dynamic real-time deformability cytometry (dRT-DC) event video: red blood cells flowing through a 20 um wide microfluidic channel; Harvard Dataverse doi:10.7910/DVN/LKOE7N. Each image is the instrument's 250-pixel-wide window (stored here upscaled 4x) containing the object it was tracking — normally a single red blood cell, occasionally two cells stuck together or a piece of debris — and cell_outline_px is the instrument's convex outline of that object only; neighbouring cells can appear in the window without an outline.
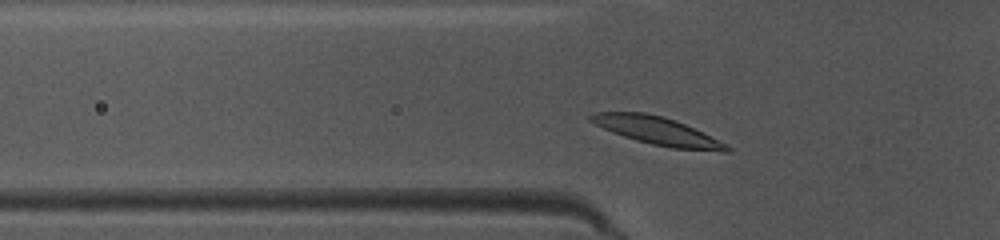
{"species": "common noctule bat (a hibernating species)", "species_latin": "Nyctalus noctula", "temperature_condition": "warm", "stored_images_in_passage": 42, "segment_of_instrument_passage": [1, 2], "camera_frame_rate_fps": 3000, "um_per_image_px": 0.085, "animal": {"sex": "female", "body_mass_g": 10.0, "forearm_length_mm": 53.1}, "frame": {"image": 1, "passage_image": 8, "time_ms": 2.333, "image_size_px": [1000, 240], "cell_outline_px": [[732, 152], [724, 152], [672, 148], [652, 144], [636, 140], [612, 132], [588, 120], [588, 116], [596, 112], [644, 112], [664, 116], [676, 120], [728, 144], [732, 148]], "centroid_in_image_um": [55.92, 11.13], "position_along_channel_um": 69.9, "area_um2": 22.14}}
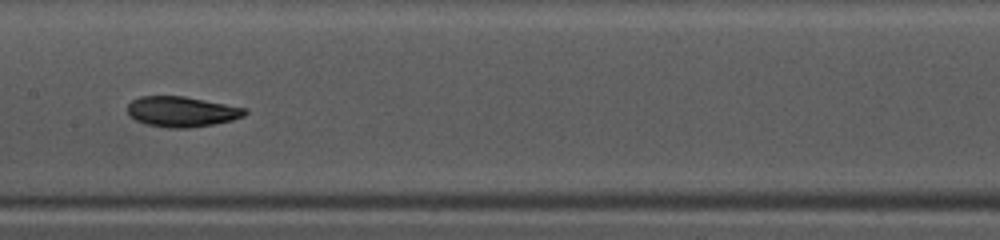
{"frame": {"image": 2, "passage_image": 17, "time_ms": 5.333, "image_size_px": [1000, 240], "cell_outline_px": [[248, 112], [244, 116], [232, 120], [212, 124], [188, 128], [168, 128], [144, 124], [128, 116], [128, 104], [132, 100], [140, 96], [184, 96], [248, 108]], "centroid_in_image_um": [15.44, 9.49], "position_along_channel_um": 192.0, "area_um2": 20.92}}
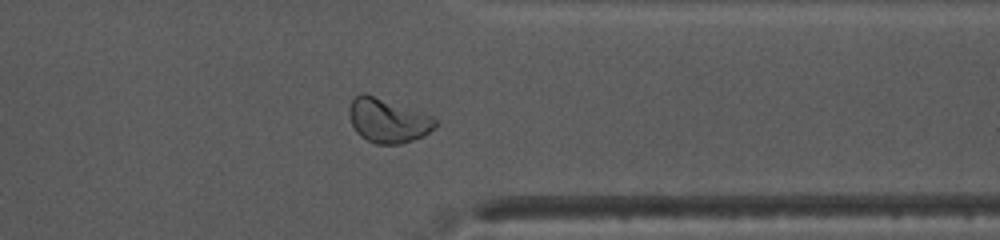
{"frame": {"image": 3, "passage_image": 31, "time_ms": 10.0, "image_size_px": [1000, 240], "cell_outline_px": [[436, 128], [424, 136], [400, 144], [376, 144], [360, 136], [356, 132], [352, 124], [348, 112], [348, 108], [352, 96], [360, 92], [364, 92], [432, 116], [436, 120]], "centroid_in_image_um": [32.93, 10.23], "position_along_channel_um": 378.5, "area_um2": 22.31}}